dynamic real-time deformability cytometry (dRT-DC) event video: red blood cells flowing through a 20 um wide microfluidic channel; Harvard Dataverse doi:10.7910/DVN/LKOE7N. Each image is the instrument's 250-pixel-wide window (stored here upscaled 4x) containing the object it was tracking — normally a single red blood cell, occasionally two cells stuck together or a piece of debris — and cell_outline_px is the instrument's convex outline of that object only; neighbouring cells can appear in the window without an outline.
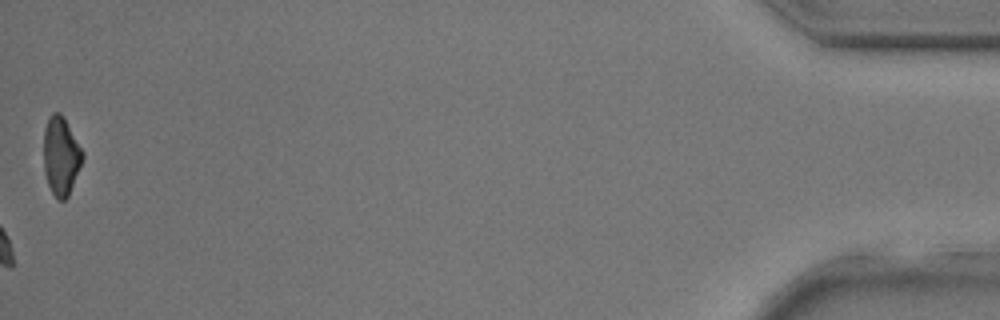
{"species": "common noctule bat (a hibernating species)", "species_latin": "Nyctalus noctula", "temperature_condition": "room temperature", "stored_images_in_passage": 27, "camera_frame_rate_fps": 3000, "um_per_image_px": 0.085, "animal": {"sex": "male", "body_mass_g": 17.9, "forearm_length_mm": 54.2}, "frame": {"image": 1, "passage_image": 27, "time_ms": 8.667, "image_size_px": [1000, 320], "cell_outline_px": [[84, 156], [68, 196], [64, 200], [56, 200], [48, 184], [44, 172], [44, 128], [48, 116], [52, 112], [60, 112], [64, 116], [84, 152]], "centroid_in_image_um": [5.17, 13.22], "position_along_channel_um": 430.0, "area_um2": 17.92}}